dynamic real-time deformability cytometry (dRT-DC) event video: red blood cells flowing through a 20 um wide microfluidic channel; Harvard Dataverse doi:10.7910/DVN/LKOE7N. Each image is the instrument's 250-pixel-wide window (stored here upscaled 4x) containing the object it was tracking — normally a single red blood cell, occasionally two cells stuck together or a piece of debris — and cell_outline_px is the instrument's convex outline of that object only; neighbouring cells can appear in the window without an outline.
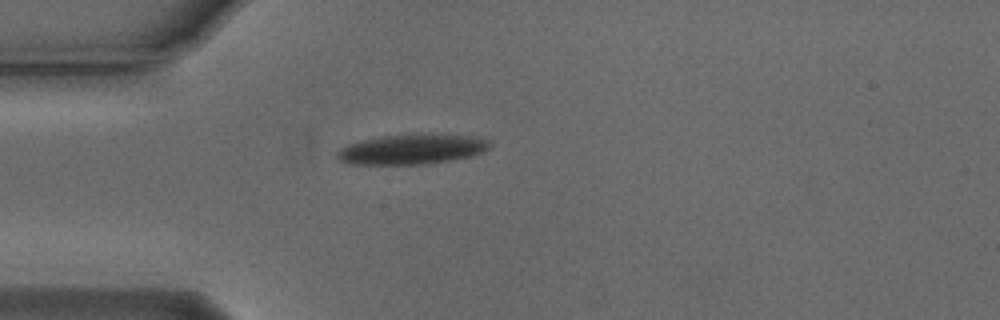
{"species": "Egyptian fruit bat (a non-hibernating species)", "species_latin": "Rousettus aegyptiacus", "temperature_condition": "cold", "stored_images_in_passage": 4, "camera_frame_rate_fps": 3000, "um_per_image_px": 0.085, "animal": {"sex": "male"}, "frame": {"image": 1, "passage_image": 4, "time_ms": 1.0, "image_size_px": [1000, 320], "cell_outline_px": [[492, 144], [484, 152], [472, 156], [452, 160], [428, 164], [348, 164], [340, 160], [336, 156], [336, 152], [340, 148], [348, 144], [380, 136], [412, 132], [432, 132], [480, 136], [488, 140]], "centroid_in_image_um": [35.09, 12.64], "position_along_channel_um": 49.9, "area_um2": 27.8}}